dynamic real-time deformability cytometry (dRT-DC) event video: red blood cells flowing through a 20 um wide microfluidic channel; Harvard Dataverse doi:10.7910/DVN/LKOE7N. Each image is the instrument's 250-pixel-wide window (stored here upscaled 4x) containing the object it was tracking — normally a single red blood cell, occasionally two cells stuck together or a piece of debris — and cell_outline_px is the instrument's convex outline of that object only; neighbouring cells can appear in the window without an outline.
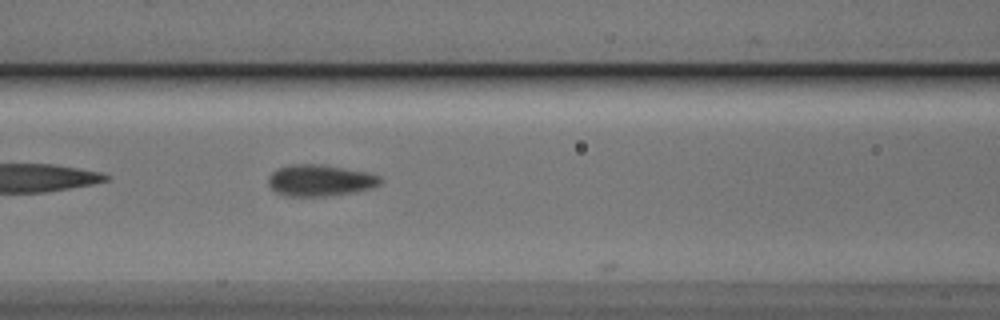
{"species": "Egyptian fruit bat (a non-hibernating species)", "species_latin": "Rousettus aegyptiacus", "temperature_condition": "cold", "stored_images_in_passage": 37, "camera_frame_rate_fps": 3000, "um_per_image_px": 0.085, "animal": {"sex": "male"}, "frame": {"image": 1, "passage_image": 13, "time_ms": 4.0, "image_size_px": [1000, 320], "cell_outline_px": [[380, 184], [372, 188], [352, 192], [324, 196], [288, 196], [276, 192], [268, 184], [268, 176], [276, 168], [292, 164], [320, 164], [368, 172], [380, 176]], "centroid_in_image_um": [27.17, 15.32], "position_along_channel_um": 139.4, "area_um2": 20.46}}
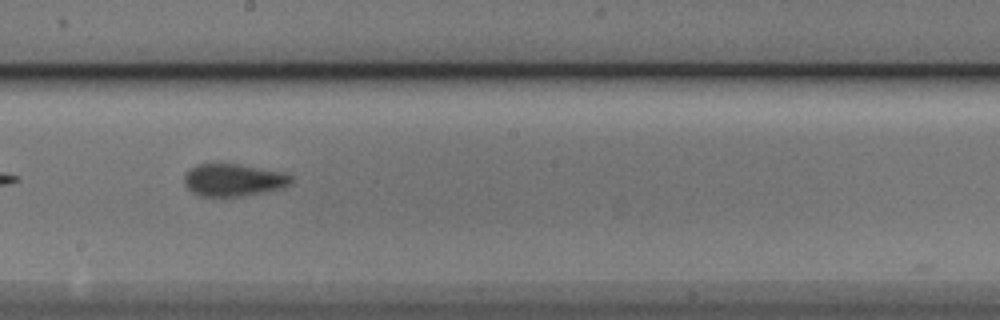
{"frame": {"image": 2, "passage_image": 20, "time_ms": 6.333, "image_size_px": [1000, 320], "cell_outline_px": [[292, 180], [288, 184], [264, 192], [240, 196], [200, 196], [192, 192], [184, 184], [184, 172], [196, 164], [236, 164], [280, 172], [292, 176]], "centroid_in_image_um": [19.74, 15.3], "position_along_channel_um": 228.5, "area_um2": 19.77}}
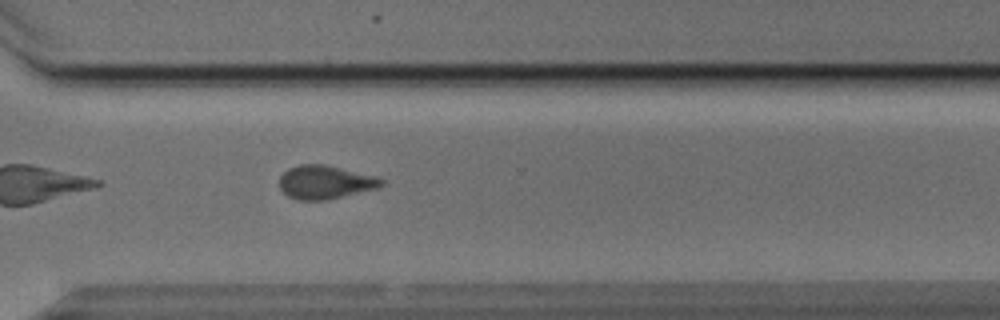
{"frame": {"image": 3, "passage_image": 29, "time_ms": 9.333, "image_size_px": [1000, 320], "cell_outline_px": [[384, 184], [380, 188], [328, 200], [300, 200], [288, 196], [280, 188], [280, 176], [288, 168], [300, 164], [324, 164], [376, 176], [384, 180]], "centroid_in_image_um": [27.67, 15.49], "position_along_channel_um": 342.9, "area_um2": 20.06}, "authors_computed_cell_mechanics": {"area_um2": 19.9988, "velocity_mm_per_s": 3.8181, "shape_relaxation_time_tau1_ms": null, "shape_relaxation_time_tau2_ms": 2.0401, "deformation_change_tau1": null, "deformation_change_tau2": 0.0636}}